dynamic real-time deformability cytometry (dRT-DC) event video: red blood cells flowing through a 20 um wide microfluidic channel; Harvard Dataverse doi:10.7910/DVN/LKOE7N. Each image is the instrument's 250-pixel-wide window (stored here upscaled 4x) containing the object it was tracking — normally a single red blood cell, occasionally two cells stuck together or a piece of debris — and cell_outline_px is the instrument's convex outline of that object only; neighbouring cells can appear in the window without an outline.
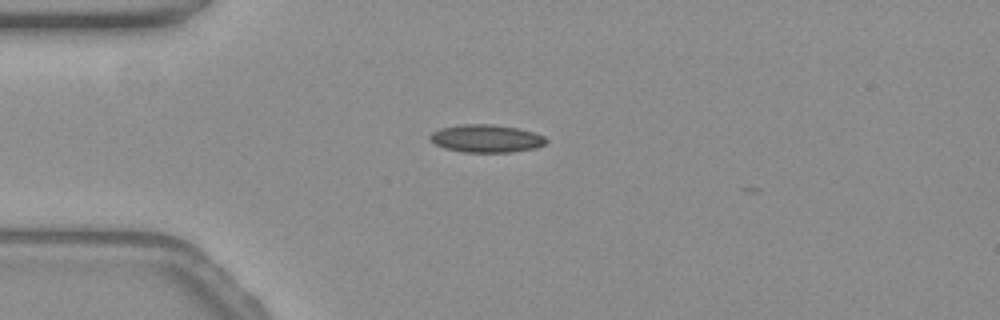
{"species": "common noctule bat (a hibernating species)", "species_latin": "Nyctalus noctula", "temperature_condition": "warm", "stored_images_in_passage": 8, "camera_frame_rate_fps": 3000, "um_per_image_px": 0.085, "animal": {"sex": "female", "body_mass_g": 19.3, "forearm_length_mm": 54.1}, "frame": {"image": 1, "passage_image": 1, "time_ms": 0.0, "image_size_px": [1000, 320], "cell_outline_px": [[548, 140], [544, 144], [536, 148], [512, 152], [464, 152], [444, 148], [436, 144], [432, 140], [432, 132], [440, 128], [464, 124], [488, 124], [516, 128], [532, 132], [544, 136]], "centroid_in_image_um": [41.36, 11.78], "position_along_channel_um": 43.6, "area_um2": 18.5}}
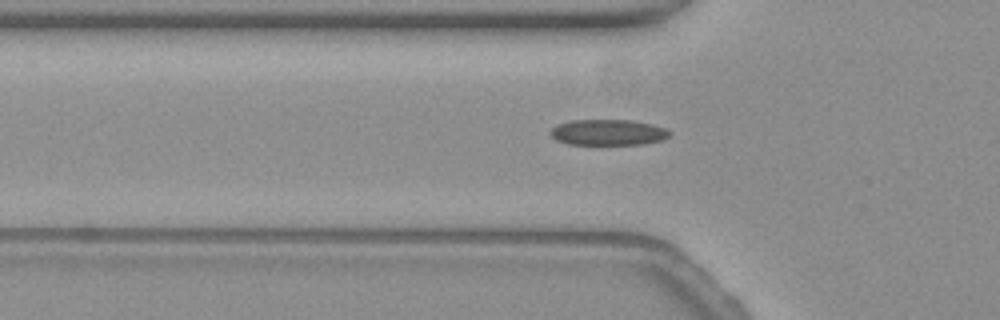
{"frame": {"image": 2, "passage_image": 5, "time_ms": 1.333, "image_size_px": [1000, 320], "cell_outline_px": [[672, 132], [668, 136], [660, 140], [644, 144], [568, 144], [556, 140], [548, 132], [556, 124], [568, 120], [632, 120], [652, 124], [664, 128]], "centroid_in_image_um": [51.64, 11.24], "position_along_channel_um": 74.2, "area_um2": 17.98}}